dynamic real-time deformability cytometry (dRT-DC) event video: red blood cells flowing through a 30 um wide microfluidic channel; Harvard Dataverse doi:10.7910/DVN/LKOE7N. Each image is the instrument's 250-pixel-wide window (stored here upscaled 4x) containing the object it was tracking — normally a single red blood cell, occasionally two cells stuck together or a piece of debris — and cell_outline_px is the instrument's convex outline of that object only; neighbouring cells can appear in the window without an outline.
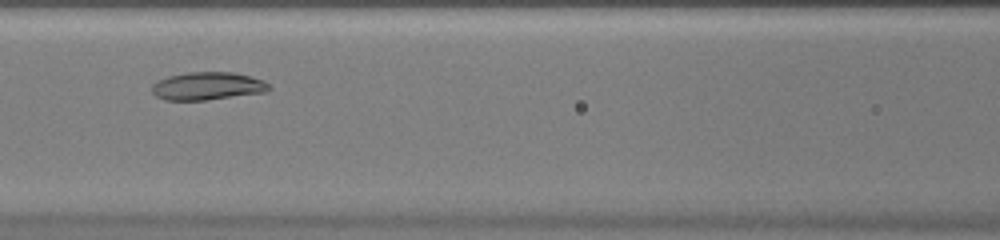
{"species": "common noctule bat (a hibernating species)", "species_latin": "Nyctalus noctula", "temperature_condition": "warm", "stored_images_in_passage": 31, "camera_frame_rate_fps": 3000, "um_per_image_px": 0.085, "animal": {"sex": "female", "body_mass_g": 20.0, "forearm_length_mm": 54.0}, "frame": {"image": 1, "passage_image": 11, "time_ms": 3.333, "image_size_px": [1000, 240], "cell_outline_px": [[272, 88], [264, 92], [204, 100], [164, 100], [156, 96], [152, 92], [152, 84], [168, 76], [188, 72], [232, 72], [264, 80]], "centroid_in_image_um": [17.62, 7.31], "position_along_channel_um": 149.0, "area_um2": 18.84}}
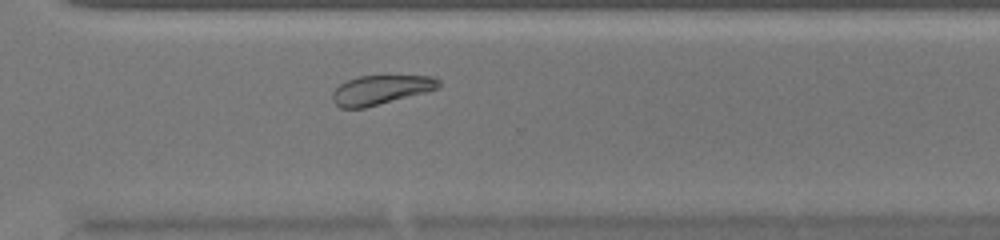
{"frame": {"image": 2, "passage_image": 24, "time_ms": 7.667, "image_size_px": [1000, 240], "cell_outline_px": [[440, 84], [436, 88], [428, 92], [364, 108], [340, 108], [332, 100], [332, 92], [340, 84], [348, 80], [360, 76], [428, 76], [440, 80]], "centroid_in_image_um": [32.34, 7.65], "position_along_channel_um": 338.3, "area_um2": 17.98}}
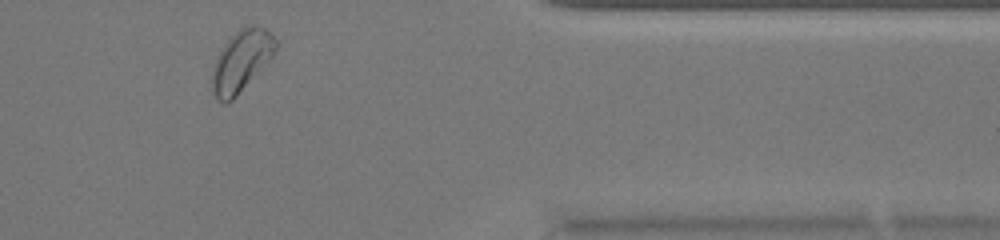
{"frame": {"image": 3, "passage_image": 29, "time_ms": 9.333, "image_size_px": [1000, 240], "cell_outline_px": [[276, 48], [272, 56], [236, 96], [232, 100], [224, 104], [216, 100], [212, 92], [212, 72], [216, 60], [224, 44], [236, 32], [252, 24], [256, 24], [272, 32], [276, 40]], "centroid_in_image_um": [20.5, 5.19], "position_along_channel_um": 390.9, "area_um2": 22.25}}